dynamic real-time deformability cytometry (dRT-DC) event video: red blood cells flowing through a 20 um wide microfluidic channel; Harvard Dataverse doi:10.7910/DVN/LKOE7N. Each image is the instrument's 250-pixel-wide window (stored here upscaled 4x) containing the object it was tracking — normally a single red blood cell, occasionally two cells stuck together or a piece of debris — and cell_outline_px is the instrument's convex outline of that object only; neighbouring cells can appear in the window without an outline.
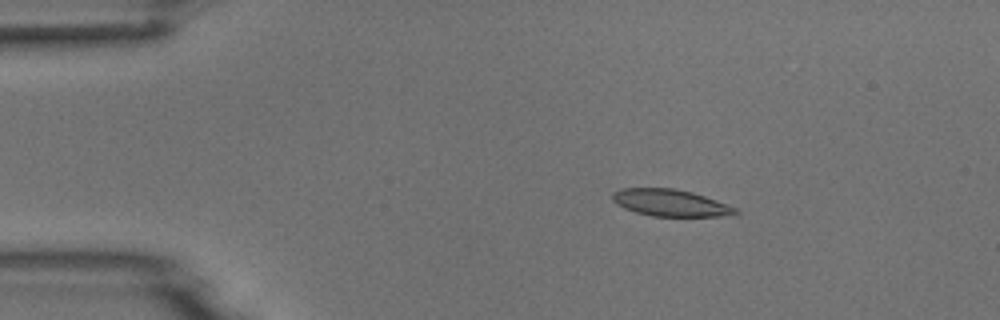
{"species": "common noctule bat (a hibernating species)", "species_latin": "Nyctalus noctula", "temperature_condition": "room temperature", "stored_images_in_passage": 5, "camera_frame_rate_fps": 3000, "um_per_image_px": 0.085, "animal": {"sex": "male", "body_mass_g": 18.8}, "frame": {"image": 1, "passage_image": 3, "time_ms": 2.333, "image_size_px": [1000, 320], "cell_outline_px": [[740, 212], [720, 216], [652, 216], [636, 212], [624, 208], [616, 204], [612, 200], [612, 192], [620, 188], [676, 188], [692, 192], [716, 200], [736, 208]], "centroid_in_image_um": [56.93, 17.23], "position_along_channel_um": 28.1, "area_um2": 19.19}}